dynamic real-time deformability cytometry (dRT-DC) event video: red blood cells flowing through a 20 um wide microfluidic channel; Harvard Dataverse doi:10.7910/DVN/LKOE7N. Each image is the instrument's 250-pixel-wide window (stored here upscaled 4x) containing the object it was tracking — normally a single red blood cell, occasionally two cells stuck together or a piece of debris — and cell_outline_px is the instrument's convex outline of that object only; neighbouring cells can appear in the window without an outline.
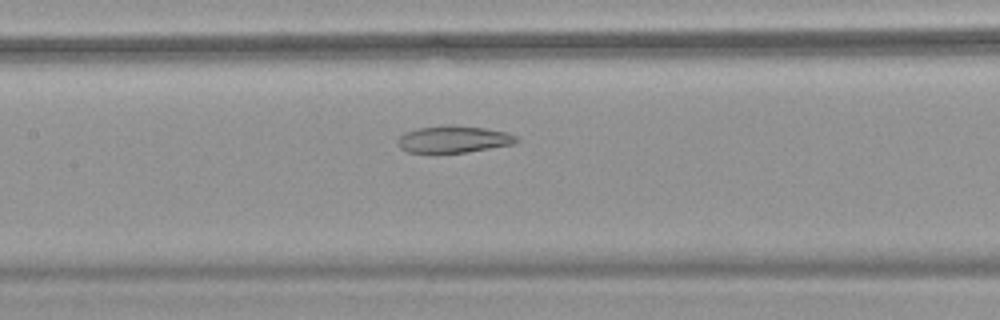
{"species": "common noctule bat (a hibernating species)", "species_latin": "Nyctalus noctula", "temperature_condition": "warm", "stored_images_in_passage": 50, "camera_frame_rate_fps": 3000, "um_per_image_px": 0.085, "animal": {"sex": "female", "body_mass_g": 18.4}, "frame": {"image": 1, "passage_image": 25, "time_ms": 8.0, "image_size_px": [1000, 320], "cell_outline_px": [[520, 140], [512, 144], [468, 152], [408, 152], [400, 148], [396, 140], [404, 132], [420, 128], [488, 128], [508, 132], [516, 136]], "centroid_in_image_um": [38.58, 11.88], "position_along_channel_um": 168.8, "area_um2": 17.69}}
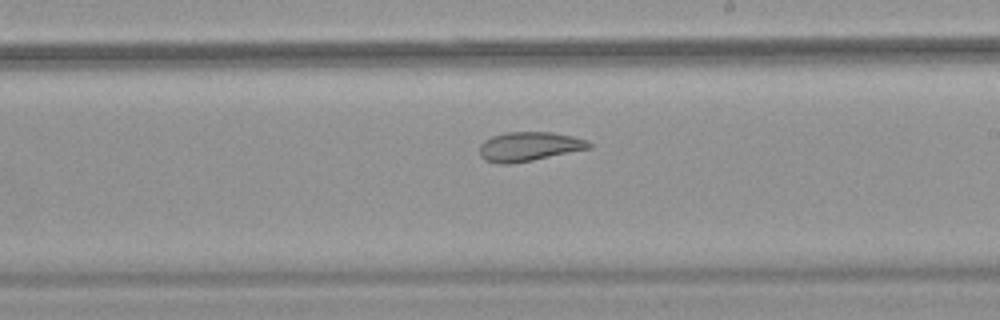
{"frame": {"image": 2, "passage_image": 31, "time_ms": 10.0, "image_size_px": [1000, 320], "cell_outline_px": [[592, 148], [532, 160], [508, 164], [500, 164], [484, 160], [480, 156], [480, 144], [484, 140], [492, 136], [504, 132], [552, 132], [572, 136], [588, 140], [592, 144]], "centroid_in_image_um": [44.97, 12.45], "position_along_channel_um": 244.0, "area_um2": 18.73}}
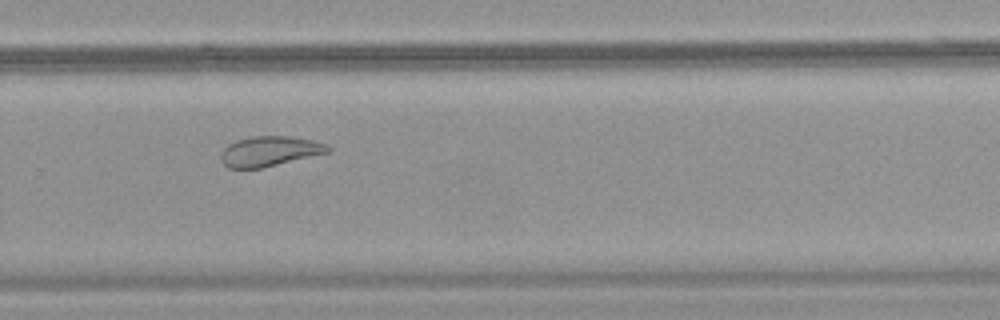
{"frame": {"image": 3, "passage_image": 36, "time_ms": 11.667, "image_size_px": [1000, 320], "cell_outline_px": [[332, 148], [328, 152], [260, 168], [228, 168], [220, 160], [220, 152], [228, 144], [236, 140], [252, 136], [288, 136], [312, 140], [324, 144]], "centroid_in_image_um": [22.85, 12.85], "position_along_channel_um": 307.0, "area_um2": 18.5}, "authors_computed_cell_mechanics": {"area_um2": 24.6517, "velocity_mm_per_s": 3.783, "shape_relaxation_time_tau1_ms": null, "shape_relaxation_time_tau2_ms": 2.4089, "deformation_change_tau1": null, "deformation_change_tau2": 0.0878}}